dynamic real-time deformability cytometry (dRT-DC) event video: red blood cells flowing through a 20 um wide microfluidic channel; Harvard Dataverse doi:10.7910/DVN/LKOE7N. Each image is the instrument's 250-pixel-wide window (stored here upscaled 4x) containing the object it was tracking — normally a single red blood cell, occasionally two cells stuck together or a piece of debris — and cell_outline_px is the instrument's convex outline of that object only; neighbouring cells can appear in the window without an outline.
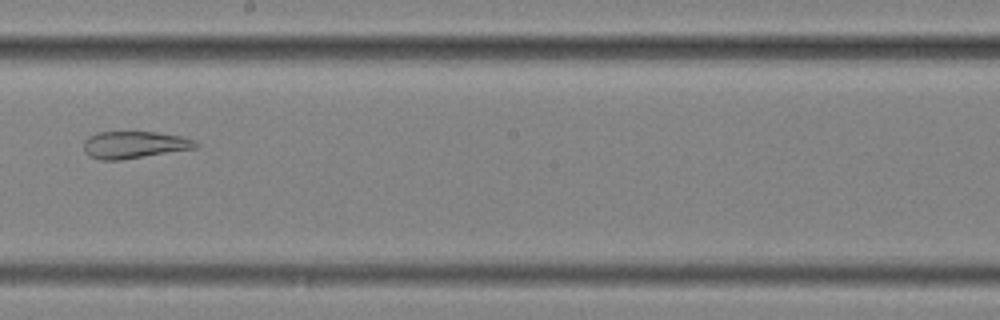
{"species": "common noctule bat (a hibernating species)", "species_latin": "Nyctalus noctula", "temperature_condition": "cold", "stored_images_in_passage": 12, "camera_frame_rate_fps": 3000, "um_per_image_px": 0.085, "animal": {"sex": "female", "body_mass_g": 25.1}, "frame": {"image": 1, "passage_image": 6, "time_ms": 1.667, "image_size_px": [1000, 320], "cell_outline_px": [[200, 144], [196, 148], [120, 160], [100, 160], [88, 156], [84, 152], [84, 140], [88, 136], [96, 132], [156, 132], [184, 136], [196, 140]], "centroid_in_image_um": [11.42, 12.3], "position_along_channel_um": 236.8, "area_um2": 17.92}}